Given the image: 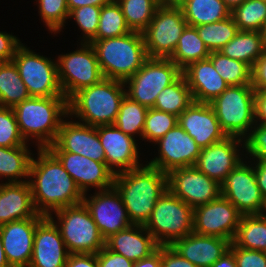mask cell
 <instances>
[{"label":"cell","instance_id":"1","mask_svg":"<svg viewBox=\"0 0 266 267\" xmlns=\"http://www.w3.org/2000/svg\"><path fill=\"white\" fill-rule=\"evenodd\" d=\"M32 157L28 182L38 214L49 216L64 207L82 203L84 194L48 148H37Z\"/></svg>","mask_w":266,"mask_h":267},{"label":"cell","instance_id":"2","mask_svg":"<svg viewBox=\"0 0 266 267\" xmlns=\"http://www.w3.org/2000/svg\"><path fill=\"white\" fill-rule=\"evenodd\" d=\"M113 186L120 193L132 224L145 225L158 199L168 190V177L147 163L114 176Z\"/></svg>","mask_w":266,"mask_h":267},{"label":"cell","instance_id":"3","mask_svg":"<svg viewBox=\"0 0 266 267\" xmlns=\"http://www.w3.org/2000/svg\"><path fill=\"white\" fill-rule=\"evenodd\" d=\"M13 111L24 140L35 139L32 143L36 142L37 148H48L56 141L63 119H67L68 100L30 96L14 106Z\"/></svg>","mask_w":266,"mask_h":267},{"label":"cell","instance_id":"4","mask_svg":"<svg viewBox=\"0 0 266 267\" xmlns=\"http://www.w3.org/2000/svg\"><path fill=\"white\" fill-rule=\"evenodd\" d=\"M124 88L123 81L103 78L99 83L77 91L68 99L69 117L94 127L113 125L126 95Z\"/></svg>","mask_w":266,"mask_h":267},{"label":"cell","instance_id":"5","mask_svg":"<svg viewBox=\"0 0 266 267\" xmlns=\"http://www.w3.org/2000/svg\"><path fill=\"white\" fill-rule=\"evenodd\" d=\"M101 73L106 79L125 81L133 76L149 58L142 32L132 31L124 36L91 40Z\"/></svg>","mask_w":266,"mask_h":267},{"label":"cell","instance_id":"6","mask_svg":"<svg viewBox=\"0 0 266 267\" xmlns=\"http://www.w3.org/2000/svg\"><path fill=\"white\" fill-rule=\"evenodd\" d=\"M255 93L252 85L229 86L209 103L228 137L244 140L256 124Z\"/></svg>","mask_w":266,"mask_h":267},{"label":"cell","instance_id":"7","mask_svg":"<svg viewBox=\"0 0 266 267\" xmlns=\"http://www.w3.org/2000/svg\"><path fill=\"white\" fill-rule=\"evenodd\" d=\"M48 217L58 227L70 254H97L104 246L105 239L84 203L64 207Z\"/></svg>","mask_w":266,"mask_h":267},{"label":"cell","instance_id":"8","mask_svg":"<svg viewBox=\"0 0 266 267\" xmlns=\"http://www.w3.org/2000/svg\"><path fill=\"white\" fill-rule=\"evenodd\" d=\"M194 209L167 190L144 225L159 246H171L193 232Z\"/></svg>","mask_w":266,"mask_h":267},{"label":"cell","instance_id":"9","mask_svg":"<svg viewBox=\"0 0 266 267\" xmlns=\"http://www.w3.org/2000/svg\"><path fill=\"white\" fill-rule=\"evenodd\" d=\"M181 75L182 70L169 58H148L133 76L124 81L126 96L153 108L158 94Z\"/></svg>","mask_w":266,"mask_h":267},{"label":"cell","instance_id":"10","mask_svg":"<svg viewBox=\"0 0 266 267\" xmlns=\"http://www.w3.org/2000/svg\"><path fill=\"white\" fill-rule=\"evenodd\" d=\"M12 61L17 66L30 96L64 97L56 60L35 53L22 43Z\"/></svg>","mask_w":266,"mask_h":267},{"label":"cell","instance_id":"11","mask_svg":"<svg viewBox=\"0 0 266 267\" xmlns=\"http://www.w3.org/2000/svg\"><path fill=\"white\" fill-rule=\"evenodd\" d=\"M80 44L74 52L60 54L56 59L60 87L67 100L77 91L104 78L94 47L91 43Z\"/></svg>","mask_w":266,"mask_h":267},{"label":"cell","instance_id":"12","mask_svg":"<svg viewBox=\"0 0 266 267\" xmlns=\"http://www.w3.org/2000/svg\"><path fill=\"white\" fill-rule=\"evenodd\" d=\"M187 27L180 6L160 5L150 24L142 32L149 58H169Z\"/></svg>","mask_w":266,"mask_h":267},{"label":"cell","instance_id":"13","mask_svg":"<svg viewBox=\"0 0 266 267\" xmlns=\"http://www.w3.org/2000/svg\"><path fill=\"white\" fill-rule=\"evenodd\" d=\"M248 163L243 159L229 173L221 184V195L229 200L242 215L262 214L265 199L257 185L252 160Z\"/></svg>","mask_w":266,"mask_h":267},{"label":"cell","instance_id":"14","mask_svg":"<svg viewBox=\"0 0 266 267\" xmlns=\"http://www.w3.org/2000/svg\"><path fill=\"white\" fill-rule=\"evenodd\" d=\"M242 214L224 196L194 208L193 232L233 242Z\"/></svg>","mask_w":266,"mask_h":267},{"label":"cell","instance_id":"15","mask_svg":"<svg viewBox=\"0 0 266 267\" xmlns=\"http://www.w3.org/2000/svg\"><path fill=\"white\" fill-rule=\"evenodd\" d=\"M167 177L168 190L193 209L221 195V184L195 166L176 168Z\"/></svg>","mask_w":266,"mask_h":267},{"label":"cell","instance_id":"16","mask_svg":"<svg viewBox=\"0 0 266 267\" xmlns=\"http://www.w3.org/2000/svg\"><path fill=\"white\" fill-rule=\"evenodd\" d=\"M82 202L105 240L132 225L122 197L114 186L106 190H95L93 196L86 193Z\"/></svg>","mask_w":266,"mask_h":267},{"label":"cell","instance_id":"17","mask_svg":"<svg viewBox=\"0 0 266 267\" xmlns=\"http://www.w3.org/2000/svg\"><path fill=\"white\" fill-rule=\"evenodd\" d=\"M154 144L159 147V155L147 164L166 174L176 168L194 166L202 149L179 124Z\"/></svg>","mask_w":266,"mask_h":267},{"label":"cell","instance_id":"18","mask_svg":"<svg viewBox=\"0 0 266 267\" xmlns=\"http://www.w3.org/2000/svg\"><path fill=\"white\" fill-rule=\"evenodd\" d=\"M63 120L56 141L48 149L51 152L76 153L97 162H105L97 128L77 121Z\"/></svg>","mask_w":266,"mask_h":267},{"label":"cell","instance_id":"19","mask_svg":"<svg viewBox=\"0 0 266 267\" xmlns=\"http://www.w3.org/2000/svg\"><path fill=\"white\" fill-rule=\"evenodd\" d=\"M96 128L105 151V163L115 175L143 165L139 159L138 140L114 125H100Z\"/></svg>","mask_w":266,"mask_h":267},{"label":"cell","instance_id":"20","mask_svg":"<svg viewBox=\"0 0 266 267\" xmlns=\"http://www.w3.org/2000/svg\"><path fill=\"white\" fill-rule=\"evenodd\" d=\"M241 148L244 150L243 139L226 137L220 142L202 148L194 166L209 178L222 184L229 173L242 159H245Z\"/></svg>","mask_w":266,"mask_h":267},{"label":"cell","instance_id":"21","mask_svg":"<svg viewBox=\"0 0 266 267\" xmlns=\"http://www.w3.org/2000/svg\"><path fill=\"white\" fill-rule=\"evenodd\" d=\"M44 217L37 213L34 217L0 226L3 249L11 267L29 266L36 226Z\"/></svg>","mask_w":266,"mask_h":267},{"label":"cell","instance_id":"22","mask_svg":"<svg viewBox=\"0 0 266 267\" xmlns=\"http://www.w3.org/2000/svg\"><path fill=\"white\" fill-rule=\"evenodd\" d=\"M52 153L59 159L83 194L88 193L91 187L98 191L113 187L115 174L105 162H97L76 153Z\"/></svg>","mask_w":266,"mask_h":267},{"label":"cell","instance_id":"23","mask_svg":"<svg viewBox=\"0 0 266 267\" xmlns=\"http://www.w3.org/2000/svg\"><path fill=\"white\" fill-rule=\"evenodd\" d=\"M178 124L201 148L228 137L209 103L193 102L178 116Z\"/></svg>","mask_w":266,"mask_h":267},{"label":"cell","instance_id":"24","mask_svg":"<svg viewBox=\"0 0 266 267\" xmlns=\"http://www.w3.org/2000/svg\"><path fill=\"white\" fill-rule=\"evenodd\" d=\"M69 254L58 227L45 216L36 226L28 267H65Z\"/></svg>","mask_w":266,"mask_h":267},{"label":"cell","instance_id":"25","mask_svg":"<svg viewBox=\"0 0 266 267\" xmlns=\"http://www.w3.org/2000/svg\"><path fill=\"white\" fill-rule=\"evenodd\" d=\"M228 239L190 233L176 240L171 246L186 260L197 267H211L230 249Z\"/></svg>","mask_w":266,"mask_h":267},{"label":"cell","instance_id":"26","mask_svg":"<svg viewBox=\"0 0 266 267\" xmlns=\"http://www.w3.org/2000/svg\"><path fill=\"white\" fill-rule=\"evenodd\" d=\"M193 100L197 103H210L229 85L215 70L209 58L195 61L182 70Z\"/></svg>","mask_w":266,"mask_h":267},{"label":"cell","instance_id":"27","mask_svg":"<svg viewBox=\"0 0 266 267\" xmlns=\"http://www.w3.org/2000/svg\"><path fill=\"white\" fill-rule=\"evenodd\" d=\"M105 246L132 262L149 257L159 245L144 225L132 224L105 240Z\"/></svg>","mask_w":266,"mask_h":267},{"label":"cell","instance_id":"28","mask_svg":"<svg viewBox=\"0 0 266 267\" xmlns=\"http://www.w3.org/2000/svg\"><path fill=\"white\" fill-rule=\"evenodd\" d=\"M36 214L28 181L0 183V226L31 218Z\"/></svg>","mask_w":266,"mask_h":267},{"label":"cell","instance_id":"29","mask_svg":"<svg viewBox=\"0 0 266 267\" xmlns=\"http://www.w3.org/2000/svg\"><path fill=\"white\" fill-rule=\"evenodd\" d=\"M265 49L266 32L239 30L236 36L219 52L253 68Z\"/></svg>","mask_w":266,"mask_h":267},{"label":"cell","instance_id":"30","mask_svg":"<svg viewBox=\"0 0 266 267\" xmlns=\"http://www.w3.org/2000/svg\"><path fill=\"white\" fill-rule=\"evenodd\" d=\"M188 26H200L224 20L231 10L223 0H184L180 5Z\"/></svg>","mask_w":266,"mask_h":267},{"label":"cell","instance_id":"31","mask_svg":"<svg viewBox=\"0 0 266 267\" xmlns=\"http://www.w3.org/2000/svg\"><path fill=\"white\" fill-rule=\"evenodd\" d=\"M29 149L28 145L0 147L1 180L2 178H6L8 181L7 183L28 181L30 163L34 156V153L32 155Z\"/></svg>","mask_w":266,"mask_h":267},{"label":"cell","instance_id":"32","mask_svg":"<svg viewBox=\"0 0 266 267\" xmlns=\"http://www.w3.org/2000/svg\"><path fill=\"white\" fill-rule=\"evenodd\" d=\"M210 53L196 28L187 25L169 59L183 70L192 62L207 59Z\"/></svg>","mask_w":266,"mask_h":267},{"label":"cell","instance_id":"33","mask_svg":"<svg viewBox=\"0 0 266 267\" xmlns=\"http://www.w3.org/2000/svg\"><path fill=\"white\" fill-rule=\"evenodd\" d=\"M233 243L244 249L266 252V218L262 214L242 215Z\"/></svg>","mask_w":266,"mask_h":267},{"label":"cell","instance_id":"34","mask_svg":"<svg viewBox=\"0 0 266 267\" xmlns=\"http://www.w3.org/2000/svg\"><path fill=\"white\" fill-rule=\"evenodd\" d=\"M29 97L14 62H0V106L13 108Z\"/></svg>","mask_w":266,"mask_h":267},{"label":"cell","instance_id":"35","mask_svg":"<svg viewBox=\"0 0 266 267\" xmlns=\"http://www.w3.org/2000/svg\"><path fill=\"white\" fill-rule=\"evenodd\" d=\"M193 102L191 90L182 74L174 83L165 87L158 94L153 108L178 117Z\"/></svg>","mask_w":266,"mask_h":267},{"label":"cell","instance_id":"36","mask_svg":"<svg viewBox=\"0 0 266 267\" xmlns=\"http://www.w3.org/2000/svg\"><path fill=\"white\" fill-rule=\"evenodd\" d=\"M208 58L229 86L252 85V68L248 64L231 59L219 51L211 52Z\"/></svg>","mask_w":266,"mask_h":267},{"label":"cell","instance_id":"37","mask_svg":"<svg viewBox=\"0 0 266 267\" xmlns=\"http://www.w3.org/2000/svg\"><path fill=\"white\" fill-rule=\"evenodd\" d=\"M147 111V107L131 100L125 95L121 101L119 112L113 125L134 139L135 135H137L142 140Z\"/></svg>","mask_w":266,"mask_h":267},{"label":"cell","instance_id":"38","mask_svg":"<svg viewBox=\"0 0 266 267\" xmlns=\"http://www.w3.org/2000/svg\"><path fill=\"white\" fill-rule=\"evenodd\" d=\"M231 15L239 30L266 32V0H245Z\"/></svg>","mask_w":266,"mask_h":267},{"label":"cell","instance_id":"39","mask_svg":"<svg viewBox=\"0 0 266 267\" xmlns=\"http://www.w3.org/2000/svg\"><path fill=\"white\" fill-rule=\"evenodd\" d=\"M195 28L210 52L220 51L239 31L232 15L224 20L195 26Z\"/></svg>","mask_w":266,"mask_h":267},{"label":"cell","instance_id":"40","mask_svg":"<svg viewBox=\"0 0 266 267\" xmlns=\"http://www.w3.org/2000/svg\"><path fill=\"white\" fill-rule=\"evenodd\" d=\"M132 31L143 32L150 24L156 10L161 5L159 0H116Z\"/></svg>","mask_w":266,"mask_h":267},{"label":"cell","instance_id":"41","mask_svg":"<svg viewBox=\"0 0 266 267\" xmlns=\"http://www.w3.org/2000/svg\"><path fill=\"white\" fill-rule=\"evenodd\" d=\"M132 32L126 23L120 5L116 0L102 6L97 34L92 40H103L118 36H124Z\"/></svg>","mask_w":266,"mask_h":267},{"label":"cell","instance_id":"42","mask_svg":"<svg viewBox=\"0 0 266 267\" xmlns=\"http://www.w3.org/2000/svg\"><path fill=\"white\" fill-rule=\"evenodd\" d=\"M177 124L178 117L176 115L154 108H148L142 133V141L146 140L153 144Z\"/></svg>","mask_w":266,"mask_h":267},{"label":"cell","instance_id":"43","mask_svg":"<svg viewBox=\"0 0 266 267\" xmlns=\"http://www.w3.org/2000/svg\"><path fill=\"white\" fill-rule=\"evenodd\" d=\"M38 4V13L45 23L48 31L59 33L64 29L66 21L69 19L67 0H35Z\"/></svg>","mask_w":266,"mask_h":267},{"label":"cell","instance_id":"44","mask_svg":"<svg viewBox=\"0 0 266 267\" xmlns=\"http://www.w3.org/2000/svg\"><path fill=\"white\" fill-rule=\"evenodd\" d=\"M102 7L83 6L73 9L69 12L70 20L74 19L79 30L82 31L80 42L89 43L97 34V28L100 21V11Z\"/></svg>","mask_w":266,"mask_h":267},{"label":"cell","instance_id":"45","mask_svg":"<svg viewBox=\"0 0 266 267\" xmlns=\"http://www.w3.org/2000/svg\"><path fill=\"white\" fill-rule=\"evenodd\" d=\"M28 145L22 137L13 108L0 106V147Z\"/></svg>","mask_w":266,"mask_h":267},{"label":"cell","instance_id":"46","mask_svg":"<svg viewBox=\"0 0 266 267\" xmlns=\"http://www.w3.org/2000/svg\"><path fill=\"white\" fill-rule=\"evenodd\" d=\"M245 158L266 162V125L255 124L244 139ZM248 155V156H247ZM252 157V158H251Z\"/></svg>","mask_w":266,"mask_h":267},{"label":"cell","instance_id":"47","mask_svg":"<svg viewBox=\"0 0 266 267\" xmlns=\"http://www.w3.org/2000/svg\"><path fill=\"white\" fill-rule=\"evenodd\" d=\"M229 250L235 257L237 267H266V252L244 249L233 242Z\"/></svg>","mask_w":266,"mask_h":267},{"label":"cell","instance_id":"48","mask_svg":"<svg viewBox=\"0 0 266 267\" xmlns=\"http://www.w3.org/2000/svg\"><path fill=\"white\" fill-rule=\"evenodd\" d=\"M97 262L98 267H132L134 263L106 246L97 253Z\"/></svg>","mask_w":266,"mask_h":267},{"label":"cell","instance_id":"49","mask_svg":"<svg viewBox=\"0 0 266 267\" xmlns=\"http://www.w3.org/2000/svg\"><path fill=\"white\" fill-rule=\"evenodd\" d=\"M22 44L13 34L0 32V62L12 61L18 47Z\"/></svg>","mask_w":266,"mask_h":267},{"label":"cell","instance_id":"50","mask_svg":"<svg viewBox=\"0 0 266 267\" xmlns=\"http://www.w3.org/2000/svg\"><path fill=\"white\" fill-rule=\"evenodd\" d=\"M161 267H197L183 258L172 246H161Z\"/></svg>","mask_w":266,"mask_h":267},{"label":"cell","instance_id":"51","mask_svg":"<svg viewBox=\"0 0 266 267\" xmlns=\"http://www.w3.org/2000/svg\"><path fill=\"white\" fill-rule=\"evenodd\" d=\"M251 84L255 91H266V49L252 68Z\"/></svg>","mask_w":266,"mask_h":267},{"label":"cell","instance_id":"52","mask_svg":"<svg viewBox=\"0 0 266 267\" xmlns=\"http://www.w3.org/2000/svg\"><path fill=\"white\" fill-rule=\"evenodd\" d=\"M65 267H98L97 254H69Z\"/></svg>","mask_w":266,"mask_h":267},{"label":"cell","instance_id":"53","mask_svg":"<svg viewBox=\"0 0 266 267\" xmlns=\"http://www.w3.org/2000/svg\"><path fill=\"white\" fill-rule=\"evenodd\" d=\"M255 123L266 125V91L255 93Z\"/></svg>","mask_w":266,"mask_h":267},{"label":"cell","instance_id":"54","mask_svg":"<svg viewBox=\"0 0 266 267\" xmlns=\"http://www.w3.org/2000/svg\"><path fill=\"white\" fill-rule=\"evenodd\" d=\"M257 185L260 189L262 197L266 200V162L253 160Z\"/></svg>","mask_w":266,"mask_h":267},{"label":"cell","instance_id":"55","mask_svg":"<svg viewBox=\"0 0 266 267\" xmlns=\"http://www.w3.org/2000/svg\"><path fill=\"white\" fill-rule=\"evenodd\" d=\"M132 267H161V246L149 257L134 262Z\"/></svg>","mask_w":266,"mask_h":267},{"label":"cell","instance_id":"56","mask_svg":"<svg viewBox=\"0 0 266 267\" xmlns=\"http://www.w3.org/2000/svg\"><path fill=\"white\" fill-rule=\"evenodd\" d=\"M111 1L112 0H67V7L70 12L73 9L88 5L102 7Z\"/></svg>","mask_w":266,"mask_h":267},{"label":"cell","instance_id":"57","mask_svg":"<svg viewBox=\"0 0 266 267\" xmlns=\"http://www.w3.org/2000/svg\"><path fill=\"white\" fill-rule=\"evenodd\" d=\"M211 267H237V263L233 253L229 250L215 261Z\"/></svg>","mask_w":266,"mask_h":267},{"label":"cell","instance_id":"58","mask_svg":"<svg viewBox=\"0 0 266 267\" xmlns=\"http://www.w3.org/2000/svg\"><path fill=\"white\" fill-rule=\"evenodd\" d=\"M0 267H11L6 259L5 251L2 245L1 234H0Z\"/></svg>","mask_w":266,"mask_h":267},{"label":"cell","instance_id":"59","mask_svg":"<svg viewBox=\"0 0 266 267\" xmlns=\"http://www.w3.org/2000/svg\"><path fill=\"white\" fill-rule=\"evenodd\" d=\"M232 11L236 6L241 5L245 0H223Z\"/></svg>","mask_w":266,"mask_h":267},{"label":"cell","instance_id":"60","mask_svg":"<svg viewBox=\"0 0 266 267\" xmlns=\"http://www.w3.org/2000/svg\"><path fill=\"white\" fill-rule=\"evenodd\" d=\"M184 0H159L161 5L179 6Z\"/></svg>","mask_w":266,"mask_h":267},{"label":"cell","instance_id":"61","mask_svg":"<svg viewBox=\"0 0 266 267\" xmlns=\"http://www.w3.org/2000/svg\"><path fill=\"white\" fill-rule=\"evenodd\" d=\"M262 215L266 218V200H265V207H264V210L262 212Z\"/></svg>","mask_w":266,"mask_h":267}]
</instances>
